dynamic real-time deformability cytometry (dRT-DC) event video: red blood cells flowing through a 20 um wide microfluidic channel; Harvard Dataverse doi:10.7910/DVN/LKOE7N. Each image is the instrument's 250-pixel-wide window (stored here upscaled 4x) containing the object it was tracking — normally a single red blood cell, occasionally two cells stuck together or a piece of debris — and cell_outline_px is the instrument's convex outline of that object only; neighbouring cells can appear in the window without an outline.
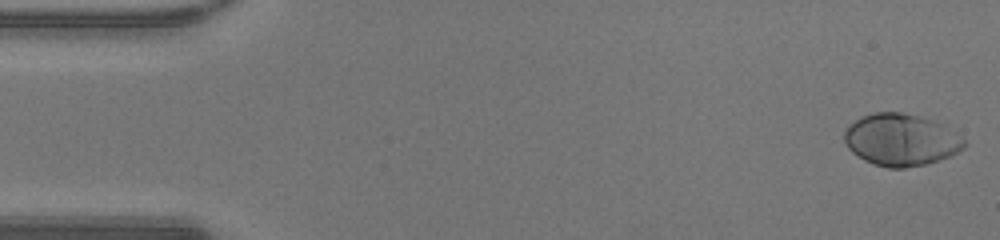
{"species": "human", "species_latin": "Homo sapiens", "temperature_condition": "warm", "stored_images_in_passage": 45, "camera_frame_rate_fps": 3000, "um_per_image_px": 0.085, "donor": {"sex": "male"}, "frame": {"image": 1, "passage_image": 1, "time_ms": 0.0, "image_size_px": [1000, 240], "cell_outline_px": [[968, 144], [964, 148], [940, 160], [924, 164], [904, 168], [888, 168], [872, 164], [864, 160], [852, 152], [848, 148], [844, 140], [844, 132], [848, 124], [860, 116], [872, 112], [900, 112], [920, 116], [932, 120], [940, 124], [960, 136]], "centroid_in_image_um": [76.53, 11.88], "position_along_channel_um": 8.5, "area_um2": 36.36}}
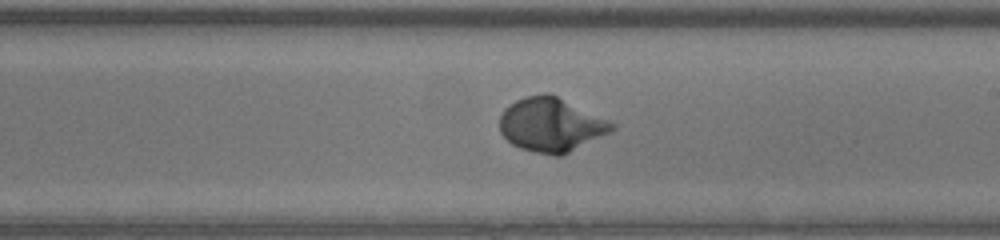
{"frame": {"image": 2, "passage_image": 27, "time_ms": 8.667, "image_size_px": [1000, 240], "cell_outline_px": [[616, 128], [612, 132], [560, 156], [552, 156], [520, 148], [512, 144], [500, 132], [500, 116], [504, 108], [516, 100], [524, 96], [544, 92], [548, 92], [616, 124]], "centroid_in_image_um": [46.83, 10.6], "position_along_channel_um": 242.2, "area_um2": 35.2}}
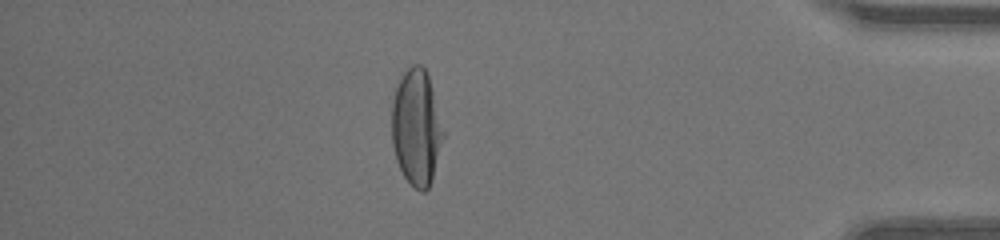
{"frame": {"image": 3, "passage_image": 41, "time_ms": 13.333, "image_size_px": [1000, 240], "cell_outline_px": [[444, 136], [432, 180], [428, 188], [424, 192], [420, 192], [404, 176], [396, 160], [392, 144], [392, 100], [396, 84], [400, 72], [412, 64], [420, 64], [424, 68], [428, 76], [444, 132]], "centroid_in_image_um": [35.37, 10.79], "position_along_channel_um": 399.8, "area_um2": 34.91}}